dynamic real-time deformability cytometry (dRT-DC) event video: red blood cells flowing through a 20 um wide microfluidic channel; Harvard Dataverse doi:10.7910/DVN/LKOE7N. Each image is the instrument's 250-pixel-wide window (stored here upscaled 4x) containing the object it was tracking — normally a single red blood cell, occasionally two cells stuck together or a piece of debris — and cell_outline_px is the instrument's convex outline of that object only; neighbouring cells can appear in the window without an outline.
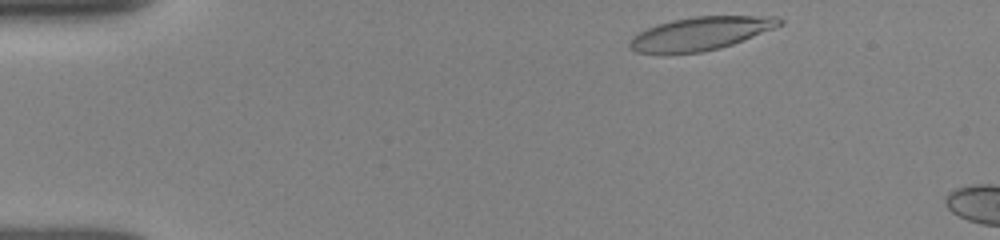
{"species": "human", "species_latin": "Homo sapiens", "temperature_condition": "room temperature", "stored_images_in_passage": 6, "camera_frame_rate_fps": 3000, "um_per_image_px": 0.085, "donor": {"sex": "female"}, "frame": {"image": 1, "passage_image": 2, "time_ms": 0.333, "image_size_px": [1000, 240], "cell_outline_px": [[784, 24], [732, 44], [720, 48], [700, 52], [636, 52], [628, 48], [628, 44], [632, 36], [648, 28], [672, 20], [696, 16], [776, 16], [784, 20]], "centroid_in_image_um": [59.58, 2.83], "position_along_channel_um": 25.4, "area_um2": 28.5}}